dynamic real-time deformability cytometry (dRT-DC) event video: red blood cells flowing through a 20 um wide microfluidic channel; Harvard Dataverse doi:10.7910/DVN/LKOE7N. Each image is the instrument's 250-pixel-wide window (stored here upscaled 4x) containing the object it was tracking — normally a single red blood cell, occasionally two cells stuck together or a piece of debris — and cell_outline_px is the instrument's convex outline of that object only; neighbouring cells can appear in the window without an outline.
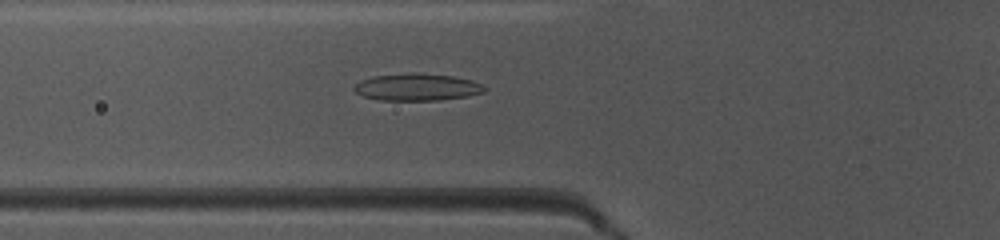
{"species": "common noctule bat (a hibernating species)", "species_latin": "Nyctalus noctula", "temperature_condition": "warm", "stored_images_in_passage": 49, "camera_frame_rate_fps": 3000, "um_per_image_px": 0.085, "animal": {"sex": "female", "body_mass_g": 10.0, "forearm_length_mm": 53.1}, "frame": {"image": 1, "passage_image": 18, "time_ms": 5.667, "image_size_px": [1000, 240], "cell_outline_px": [[484, 92], [468, 96], [440, 100], [380, 100], [364, 96], [356, 92], [352, 88], [360, 80], [372, 76], [412, 72], [416, 72], [452, 76], [472, 80], [480, 84], [484, 88]], "centroid_in_image_um": [35.42, 7.39], "position_along_channel_um": 90.4, "area_um2": 20.58}}
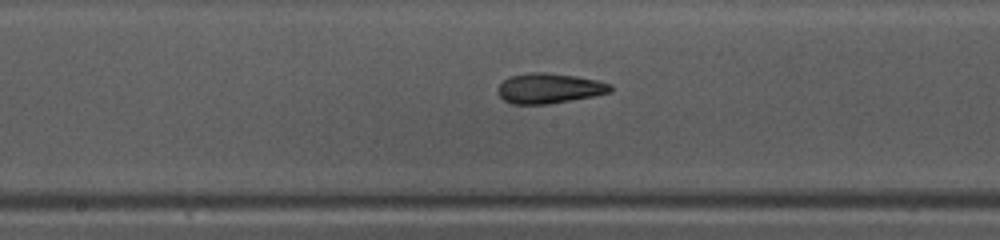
{"frame": {"image": 2, "passage_image": 26, "time_ms": 8.333, "image_size_px": [1000, 240], "cell_outline_px": [[612, 92], [592, 96], [548, 104], [512, 104], [504, 100], [496, 92], [500, 84], [508, 76], [532, 72], [544, 72], [576, 76], [600, 80], [612, 84]], "centroid_in_image_um": [46.69, 7.5], "position_along_channel_um": 201.5, "area_um2": 19.88}}
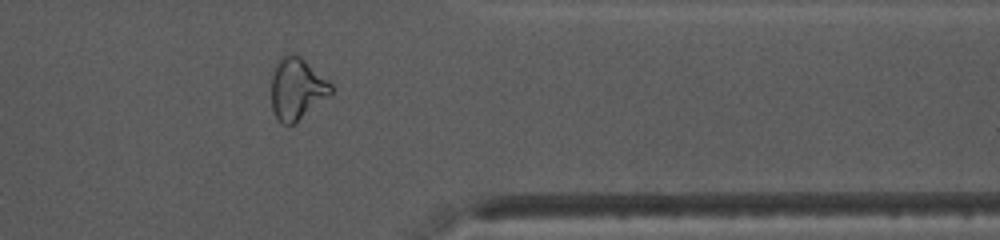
{"frame": {"image": 3, "passage_image": 40, "time_ms": 13.0, "image_size_px": [1000, 240], "cell_outline_px": [[332, 92], [328, 96], [292, 124], [280, 124], [272, 108], [272, 76], [276, 64], [280, 56], [288, 52], [300, 56], [328, 80], [332, 84]], "centroid_in_image_um": [25.21, 7.5], "position_along_channel_um": 386.2, "area_um2": 21.1}, "authors_computed_cell_mechanics": {"area_um2": 20.2878, "velocity_mm_per_s": 4.1192, "shape_relaxation_time_tau1_ms": 10.6838, "shape_relaxation_time_tau2_ms": 2.5486, "deformation_change_tau1": 0.3118, "deformation_change_tau2": 0.1092}}